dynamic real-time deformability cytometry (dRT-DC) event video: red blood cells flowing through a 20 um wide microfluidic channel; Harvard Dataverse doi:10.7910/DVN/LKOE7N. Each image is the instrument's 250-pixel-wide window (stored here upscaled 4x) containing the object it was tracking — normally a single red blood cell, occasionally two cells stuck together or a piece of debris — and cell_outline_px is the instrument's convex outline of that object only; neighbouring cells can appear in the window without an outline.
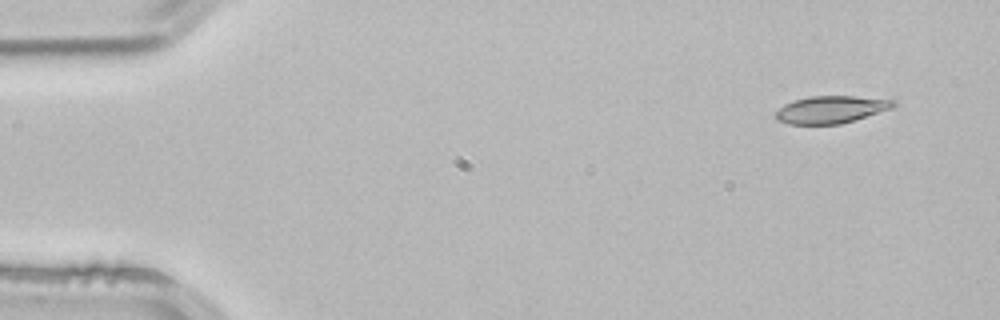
{"species": "common noctule bat (a hibernating species)", "species_latin": "Nyctalus noctula", "temperature_condition": "room temperature", "stored_images_in_passage": 3, "camera_frame_rate_fps": 3000, "um_per_image_px": 0.085, "animal": {"sex": "male", "body_mass_g": 21.5, "forearm_length_mm": 52.0}, "frame": {"image": 1, "passage_image": 1, "time_ms": 0.0, "image_size_px": [1000, 320], "cell_outline_px": [[896, 104], [892, 108], [840, 124], [788, 124], [776, 120], [776, 112], [784, 104], [808, 96], [852, 96], [896, 100]], "centroid_in_image_um": [70.62, 9.31], "position_along_channel_um": 14.4, "area_um2": 18.55}}
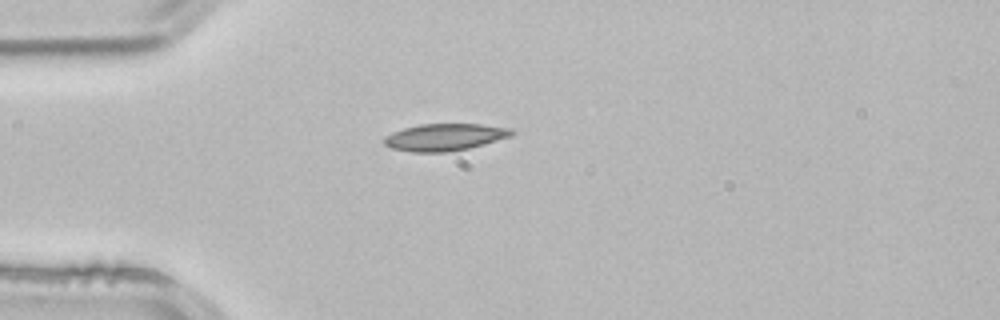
{"frame": {"image": 2, "passage_image": 3, "time_ms": 0.667, "image_size_px": [1000, 320], "cell_outline_px": [[516, 132], [512, 136], [484, 144], [468, 148], [448, 152], [412, 152], [392, 148], [384, 144], [384, 136], [392, 132], [404, 128], [420, 124], [480, 124], [512, 128]], "centroid_in_image_um": [37.82, 11.65], "position_along_channel_um": 47.2, "area_um2": 20.17}}